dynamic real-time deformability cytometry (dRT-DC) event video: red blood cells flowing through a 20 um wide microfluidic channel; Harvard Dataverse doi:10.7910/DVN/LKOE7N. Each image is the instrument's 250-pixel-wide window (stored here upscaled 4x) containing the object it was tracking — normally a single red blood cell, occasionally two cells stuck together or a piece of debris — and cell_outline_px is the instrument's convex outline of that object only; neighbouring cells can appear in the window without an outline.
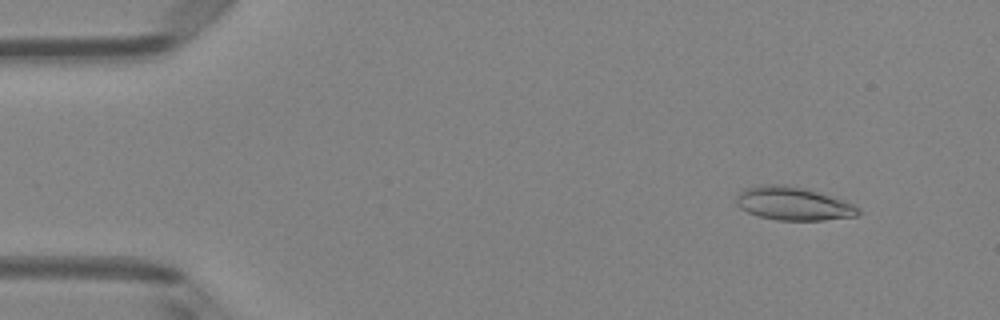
{"species": "Egyptian fruit bat (a non-hibernating species)", "species_latin": "Rousettus aegyptiacus", "temperature_condition": "room temperature", "stored_images_in_passage": 50, "camera_frame_rate_fps": 3000, "um_per_image_px": 0.085, "animal": {"sex": "female"}, "frame": {"image": 1, "passage_image": 5, "time_ms": 1.333, "image_size_px": [1000, 320], "cell_outline_px": [[860, 212], [856, 216], [824, 220], [776, 220], [760, 216], [748, 212], [740, 208], [736, 204], [736, 196], [744, 188], [772, 184], [784, 184], [804, 188], [844, 200], [860, 208]], "centroid_in_image_um": [67.42, 17.31], "position_along_channel_um": 17.6, "area_um2": 23.52}}
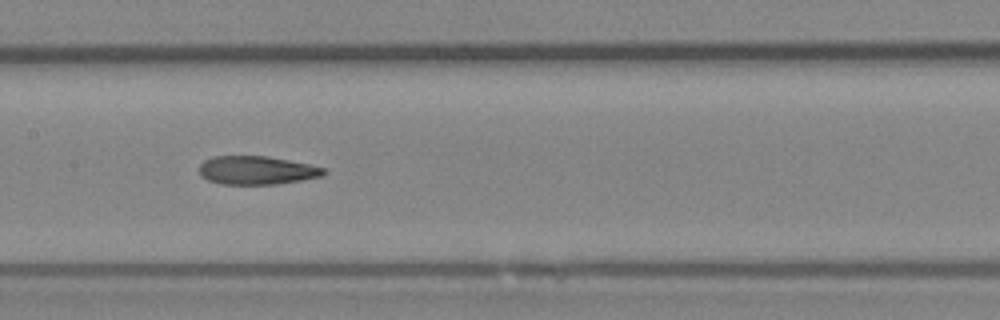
{"frame": {"image": 2, "passage_image": 25, "time_ms": 8.0, "image_size_px": [1000, 320], "cell_outline_px": [[328, 172], [324, 176], [276, 184], [220, 184], [208, 180], [200, 176], [200, 164], [204, 160], [212, 156], [268, 156], [308, 164], [324, 168]], "centroid_in_image_um": [21.81, 14.47], "position_along_channel_um": 185.6, "area_um2": 20.69}}
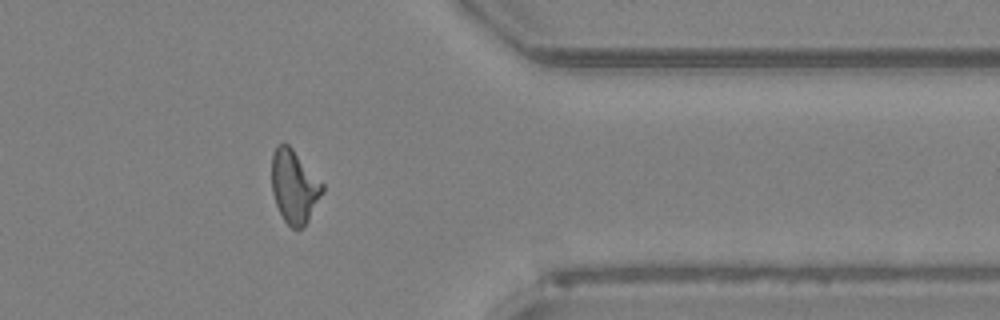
{"frame": {"image": 3, "passage_image": 41, "time_ms": 13.333, "image_size_px": [1000, 320], "cell_outline_px": [[324, 192], [308, 220], [300, 228], [292, 228], [284, 220], [276, 204], [272, 192], [272, 156], [276, 144], [288, 144], [292, 148], [324, 184]], "centroid_in_image_um": [25.02, 15.84], "position_along_channel_um": 386.4, "area_um2": 21.44}, "authors_computed_cell_mechanics": {"area_um2": 21.5016, "velocity_mm_per_s": 4.0255, "shape_relaxation_time_tau1_ms": null, "shape_relaxation_time_tau2_ms": 2.0389, "deformation_change_tau1": null, "deformation_change_tau2": 0.1061}}